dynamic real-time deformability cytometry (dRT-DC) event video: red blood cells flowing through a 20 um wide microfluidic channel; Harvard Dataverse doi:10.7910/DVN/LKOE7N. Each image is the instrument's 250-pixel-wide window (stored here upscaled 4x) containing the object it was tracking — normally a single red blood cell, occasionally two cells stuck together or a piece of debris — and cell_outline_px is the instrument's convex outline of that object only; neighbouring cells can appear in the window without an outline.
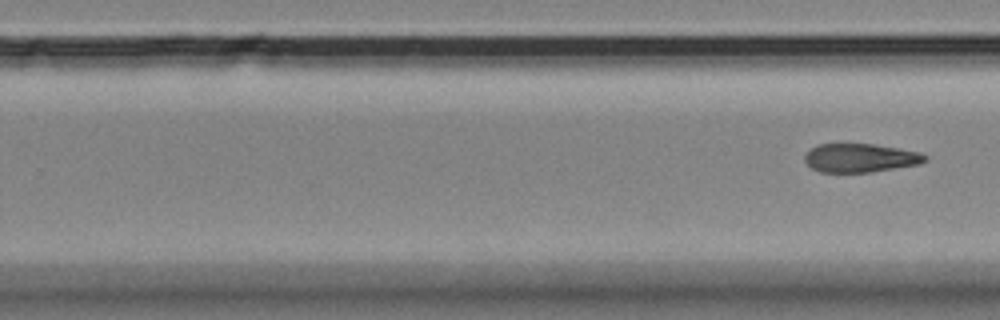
{"species": "Egyptian fruit bat (a non-hibernating species)", "species_latin": "Rousettus aegyptiacus", "temperature_condition": "room temperature", "stored_images_in_passage": 9, "segment_of_instrument_passage": [2, 2], "camera_frame_rate_fps": 3000, "um_per_image_px": 0.085, "animal": {"sex": "female"}, "frame": {"image": 1, "passage_image": 9, "time_ms": 10.0, "image_size_px": [1000, 320], "cell_outline_px": [[928, 160], [920, 164], [872, 172], [820, 172], [812, 168], [804, 160], [804, 156], [816, 144], [872, 144], [920, 152], [928, 156]], "centroid_in_image_um": [73.15, 13.43], "position_along_channel_um": 256.7, "area_um2": 20.06}}